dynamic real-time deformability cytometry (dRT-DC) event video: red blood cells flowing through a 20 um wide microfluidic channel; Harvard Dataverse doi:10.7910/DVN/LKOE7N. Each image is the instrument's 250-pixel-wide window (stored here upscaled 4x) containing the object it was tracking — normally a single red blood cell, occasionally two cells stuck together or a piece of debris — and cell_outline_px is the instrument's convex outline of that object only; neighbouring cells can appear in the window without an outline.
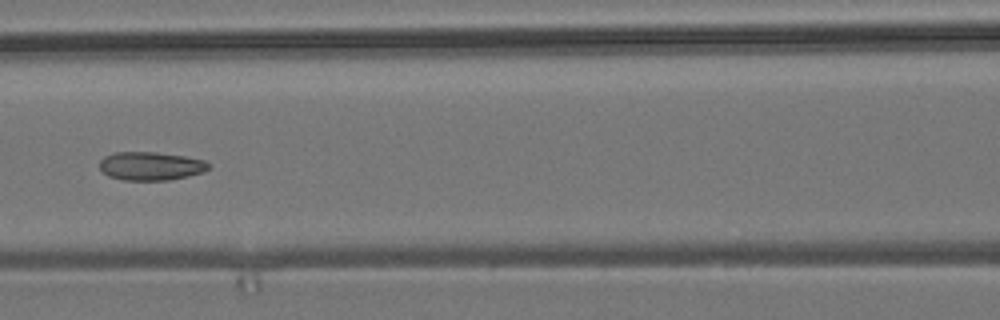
{"species": "common noctule bat (a hibernating species)", "species_latin": "Nyctalus noctula", "temperature_condition": "room temperature", "stored_images_in_passage": 8, "camera_frame_rate_fps": 3000, "um_per_image_px": 0.085, "animal": {"sex": "male", "body_mass_g": 19.2, "forearm_length_mm": 51.8}, "frame": {"image": 1, "passage_image": 6, "time_ms": 1.667, "image_size_px": [1000, 320], "cell_outline_px": [[212, 164], [204, 172], [188, 176], [168, 180], [124, 180], [108, 176], [100, 168], [100, 160], [104, 156], [116, 152], [156, 152], [184, 156], [204, 160]], "centroid_in_image_um": [12.83, 14.11], "position_along_channel_um": 153.8, "area_um2": 18.09}}
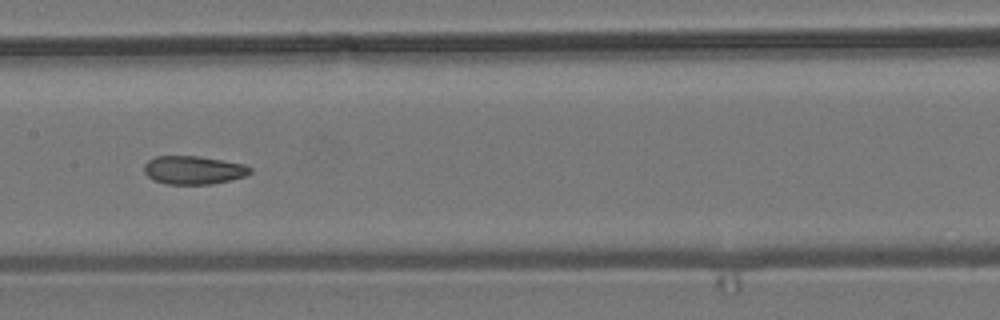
{"frame": {"image": 2, "passage_image": 7, "time_ms": 2.0, "image_size_px": [1000, 320], "cell_outline_px": [[252, 172], [244, 176], [212, 184], [168, 184], [152, 180], [144, 172], [144, 164], [148, 160], [156, 156], [196, 156], [244, 164], [252, 168]], "centroid_in_image_um": [16.41, 14.46], "position_along_channel_um": 191.0, "area_um2": 17.4}}
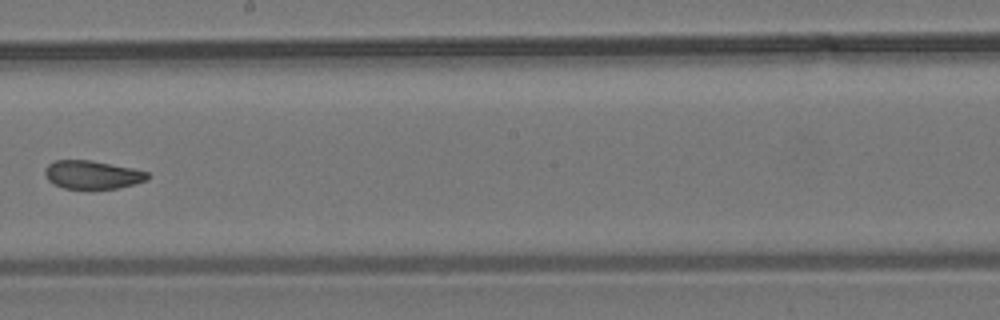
{"frame": {"image": 3, "passage_image": 8, "time_ms": 2.333, "image_size_px": [1000, 320], "cell_outline_px": [[148, 180], [136, 184], [116, 188], [64, 188], [48, 180], [44, 172], [44, 168], [48, 164], [56, 160], [92, 160], [132, 168], [148, 172]], "centroid_in_image_um": [7.85, 14.84], "position_along_channel_um": 240.3, "area_um2": 16.82}}